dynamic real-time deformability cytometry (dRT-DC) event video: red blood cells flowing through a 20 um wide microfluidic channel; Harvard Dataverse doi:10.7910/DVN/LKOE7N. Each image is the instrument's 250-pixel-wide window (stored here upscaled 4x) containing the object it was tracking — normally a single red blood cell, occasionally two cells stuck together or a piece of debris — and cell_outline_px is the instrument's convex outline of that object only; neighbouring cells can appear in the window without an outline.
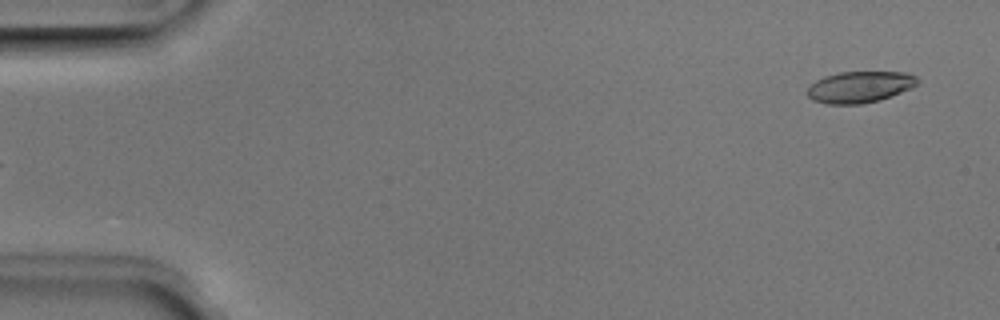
{"species": "Egyptian fruit bat (a non-hibernating species)", "species_latin": "Rousettus aegyptiacus", "temperature_condition": "room temperature", "stored_images_in_passage": 5, "camera_frame_rate_fps": 3000, "um_per_image_px": 0.085, "animal": {"sex": "male"}, "frame": {"image": 1, "passage_image": 5, "time_ms": 1.333, "image_size_px": [1000, 320], "cell_outline_px": [[920, 84], [912, 88], [880, 100], [860, 104], [824, 104], [812, 100], [808, 96], [808, 88], [816, 80], [824, 76], [840, 72], [908, 72], [916, 76], [920, 80]], "centroid_in_image_um": [73.12, 7.39], "position_along_channel_um": 11.9, "area_um2": 20.35}}